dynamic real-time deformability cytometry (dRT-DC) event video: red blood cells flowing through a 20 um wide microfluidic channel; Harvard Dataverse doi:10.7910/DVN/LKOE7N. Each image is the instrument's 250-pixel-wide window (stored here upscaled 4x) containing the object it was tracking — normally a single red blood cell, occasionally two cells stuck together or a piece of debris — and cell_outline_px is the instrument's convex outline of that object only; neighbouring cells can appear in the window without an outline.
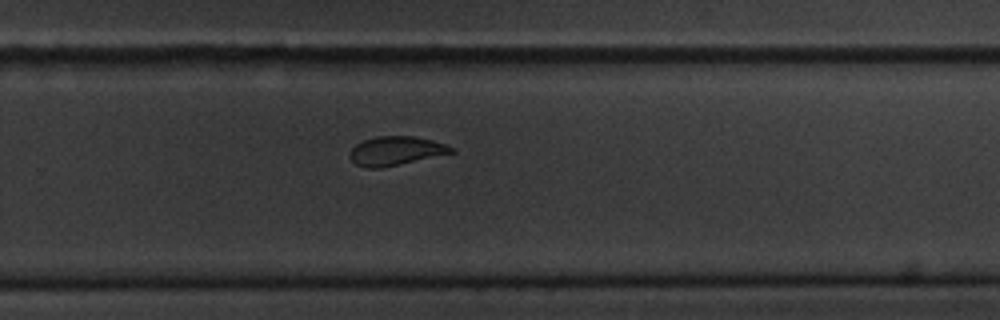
{"species": "common noctule bat (a hibernating species)", "species_latin": "Nyctalus noctula", "temperature_condition": "cold", "stored_images_in_passage": 12, "camera_frame_rate_fps": 3000, "um_per_image_px": 0.085, "animal": {"sex": "male", "body_mass_g": 20.1, "forearm_length_mm": 53.5}, "frame": {"image": 1, "passage_image": 12, "time_ms": 14.333, "image_size_px": [1000, 320], "cell_outline_px": [[456, 152], [400, 164], [380, 168], [364, 168], [356, 164], [348, 156], [352, 148], [356, 144], [364, 140], [376, 136], [412, 136], [432, 140], [456, 148]], "centroid_in_image_um": [33.64, 12.82], "position_along_channel_um": 296.2, "area_um2": 17.11}}